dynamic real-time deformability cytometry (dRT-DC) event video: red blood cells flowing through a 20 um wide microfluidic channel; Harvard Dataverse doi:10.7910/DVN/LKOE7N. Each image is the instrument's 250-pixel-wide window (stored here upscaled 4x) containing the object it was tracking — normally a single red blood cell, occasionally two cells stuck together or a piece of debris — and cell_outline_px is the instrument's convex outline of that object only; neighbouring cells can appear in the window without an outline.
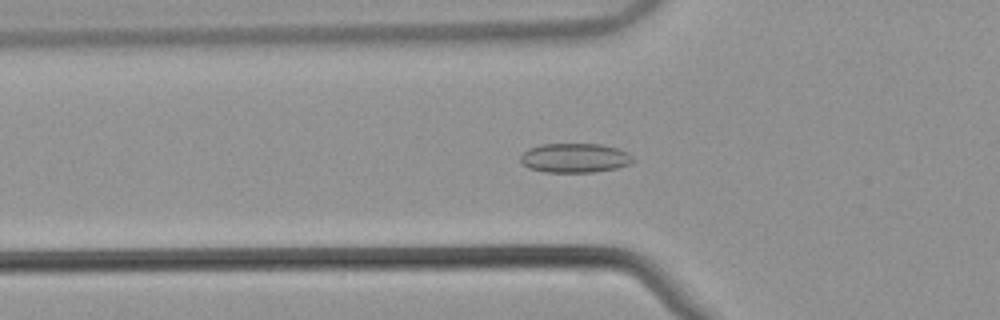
{"species": "common noctule bat (a hibernating species)", "species_latin": "Nyctalus noctula", "temperature_condition": "warm", "stored_images_in_passage": 49, "camera_frame_rate_fps": 3000, "um_per_image_px": 0.085, "animal": {"sex": "male", "body_mass_g": 21.5, "forearm_length_mm": 52.0}, "frame": {"image": 1, "passage_image": 14, "time_ms": 4.333, "image_size_px": [1000, 320], "cell_outline_px": [[636, 160], [628, 164], [616, 168], [592, 172], [544, 172], [528, 168], [520, 164], [520, 156], [528, 148], [540, 144], [600, 144], [616, 148], [628, 152]], "centroid_in_image_um": [48.82, 13.42], "position_along_channel_um": 77.0, "area_um2": 19.36}}
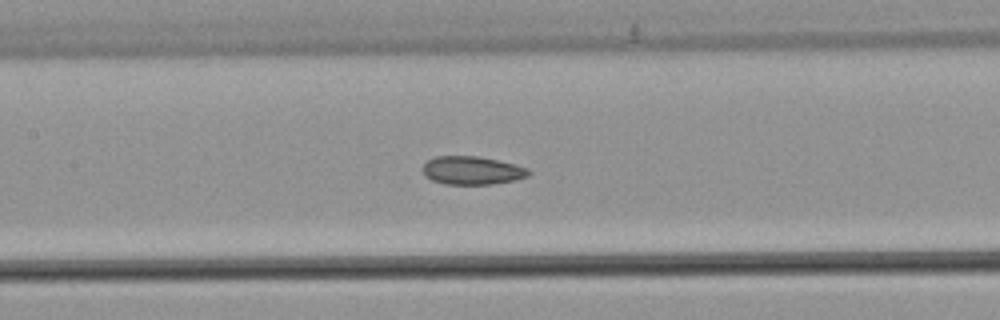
{"frame": {"image": 2, "passage_image": 21, "time_ms": 6.667, "image_size_px": [1000, 320], "cell_outline_px": [[532, 172], [528, 176], [512, 180], [492, 184], [444, 184], [432, 180], [424, 176], [424, 164], [428, 160], [436, 156], [480, 156], [528, 168]], "centroid_in_image_um": [40.11, 14.49], "position_along_channel_um": 167.3, "area_um2": 17.28}}
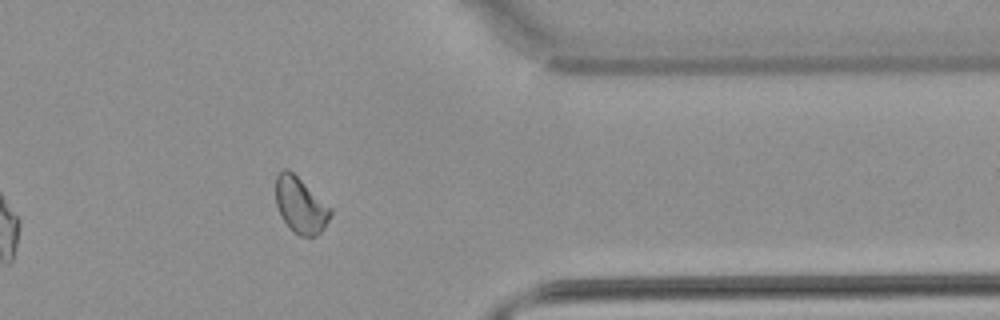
{"frame": {"image": 3, "passage_image": 39, "time_ms": 12.667, "image_size_px": [1000, 320], "cell_outline_px": [[332, 212], [324, 228], [316, 236], [300, 236], [280, 216], [276, 204], [276, 176], [284, 168], [288, 168], [332, 208]], "centroid_in_image_um": [25.54, 17.43], "position_along_channel_um": 385.9, "area_um2": 17.57}}